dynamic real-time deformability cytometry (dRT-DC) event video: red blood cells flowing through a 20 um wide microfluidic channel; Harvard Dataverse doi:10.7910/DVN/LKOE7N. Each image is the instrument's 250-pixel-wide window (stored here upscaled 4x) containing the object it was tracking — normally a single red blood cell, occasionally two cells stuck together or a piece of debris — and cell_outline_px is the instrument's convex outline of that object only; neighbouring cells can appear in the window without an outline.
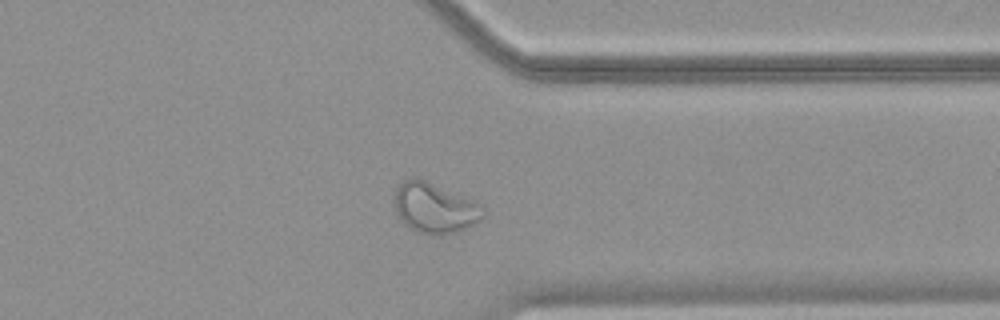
{"species": "common noctule bat (a hibernating species)", "species_latin": "Nyctalus noctula", "temperature_condition": "warm", "stored_images_in_passage": 40, "camera_frame_rate_fps": 3000, "um_per_image_px": 0.085, "animal": {"sex": "female", "body_mass_g": 18.4}, "frame": {"image": 1, "passage_image": 30, "time_ms": 9.667, "image_size_px": [1000, 320], "cell_outline_px": [[484, 216], [472, 224], [464, 228], [452, 232], [416, 232], [400, 220], [396, 212], [392, 200], [396, 188], [404, 180], [412, 176], [424, 180], [476, 200], [484, 208]], "centroid_in_image_um": [36.9, 17.61], "position_along_channel_um": 374.5, "area_um2": 25.61}}
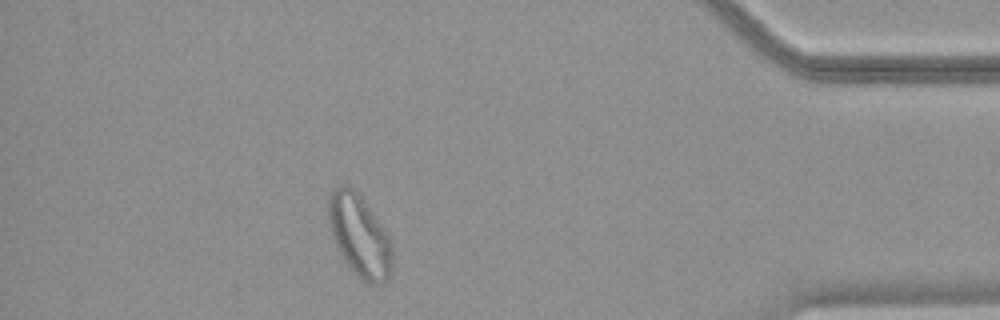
{"frame": {"image": 2, "passage_image": 35, "time_ms": 11.333, "image_size_px": [1000, 320], "cell_outline_px": [[392, 268], [388, 276], [380, 284], [368, 284], [344, 260], [332, 236], [328, 216], [328, 200], [332, 192], [340, 184], [348, 184], [360, 196], [388, 236], [392, 244]], "centroid_in_image_um": [30.55, 20.02], "position_along_channel_um": 404.7, "area_um2": 29.59}}